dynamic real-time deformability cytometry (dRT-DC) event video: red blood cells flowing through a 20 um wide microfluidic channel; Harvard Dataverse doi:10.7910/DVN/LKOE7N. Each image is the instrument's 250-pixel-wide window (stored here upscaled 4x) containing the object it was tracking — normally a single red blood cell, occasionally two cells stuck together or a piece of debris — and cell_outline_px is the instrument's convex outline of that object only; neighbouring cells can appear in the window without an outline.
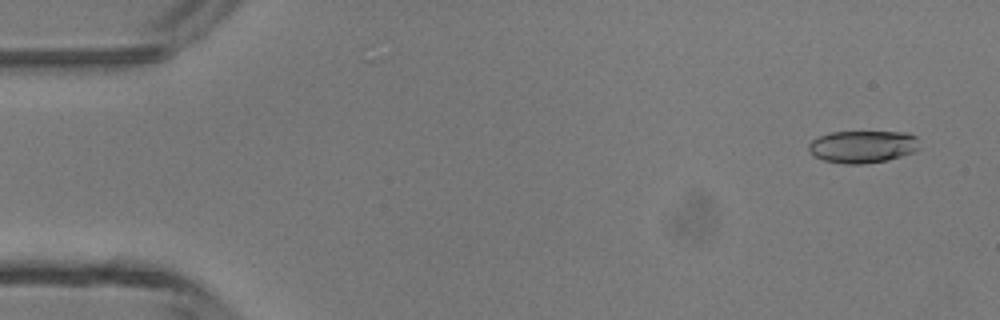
{"species": "common noctule bat (a hibernating species)", "species_latin": "Nyctalus noctula", "temperature_condition": "room temperature", "stored_images_in_passage": 4, "camera_frame_rate_fps": 3000, "um_per_image_px": 0.085, "animal": {"sex": "male", "body_mass_g": 13.3}, "frame": {"image": 1, "passage_image": 1, "time_ms": 0.0, "image_size_px": [1000, 320], "cell_outline_px": [[920, 148], [912, 152], [888, 160], [864, 164], [844, 164], [824, 160], [808, 152], [808, 144], [816, 136], [832, 132], [908, 132], [916, 136]], "centroid_in_image_um": [73.31, 12.46], "position_along_channel_um": 11.7, "area_um2": 21.04}}
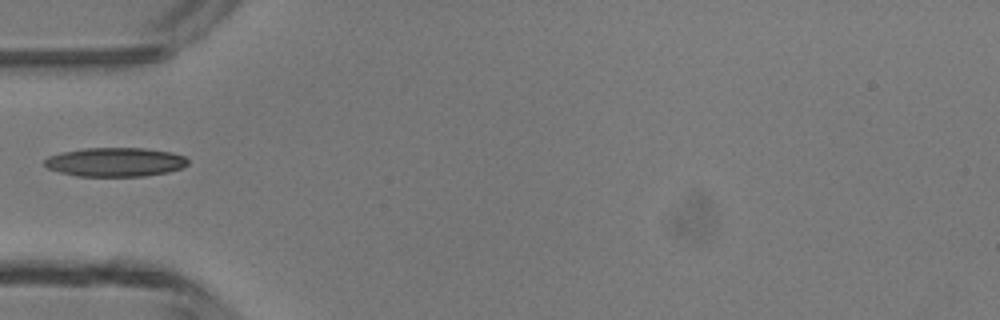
{"frame": {"image": 2, "passage_image": 4, "time_ms": 4.333, "image_size_px": [1000, 320], "cell_outline_px": [[188, 164], [180, 168], [168, 172], [144, 176], [76, 176], [60, 172], [48, 168], [44, 164], [44, 160], [48, 156], [60, 152], [84, 148], [144, 148], [172, 152], [184, 156], [188, 160]], "centroid_in_image_um": [9.78, 13.77], "position_along_channel_um": 75.2, "area_um2": 24.28}}